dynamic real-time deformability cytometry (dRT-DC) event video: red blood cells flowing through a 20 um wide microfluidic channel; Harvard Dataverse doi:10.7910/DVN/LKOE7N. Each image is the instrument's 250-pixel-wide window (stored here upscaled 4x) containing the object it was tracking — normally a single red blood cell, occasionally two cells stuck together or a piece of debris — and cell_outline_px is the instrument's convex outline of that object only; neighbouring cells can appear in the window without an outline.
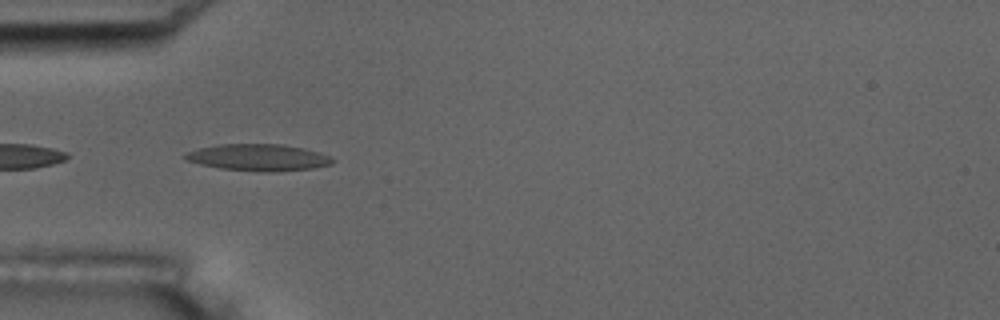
{"species": "common noctule bat (a hibernating species)", "species_latin": "Nyctalus noctula", "temperature_condition": "room temperature", "stored_images_in_passage": 9, "camera_frame_rate_fps": 3000, "um_per_image_px": 0.085, "animal": {"sex": "male", "body_mass_g": 17.5, "forearm_length_mm": 52.3}, "frame": {"image": 1, "passage_image": 6, "time_ms": 5.667, "image_size_px": [1000, 320], "cell_outline_px": [[336, 160], [332, 164], [312, 168], [272, 172], [264, 172], [220, 168], [200, 164], [188, 160], [184, 156], [188, 152], [200, 148], [216, 144], [284, 144], [304, 148], [328, 156]], "centroid_in_image_um": [21.98, 13.38], "position_along_channel_um": 63.0, "area_um2": 22.72}}